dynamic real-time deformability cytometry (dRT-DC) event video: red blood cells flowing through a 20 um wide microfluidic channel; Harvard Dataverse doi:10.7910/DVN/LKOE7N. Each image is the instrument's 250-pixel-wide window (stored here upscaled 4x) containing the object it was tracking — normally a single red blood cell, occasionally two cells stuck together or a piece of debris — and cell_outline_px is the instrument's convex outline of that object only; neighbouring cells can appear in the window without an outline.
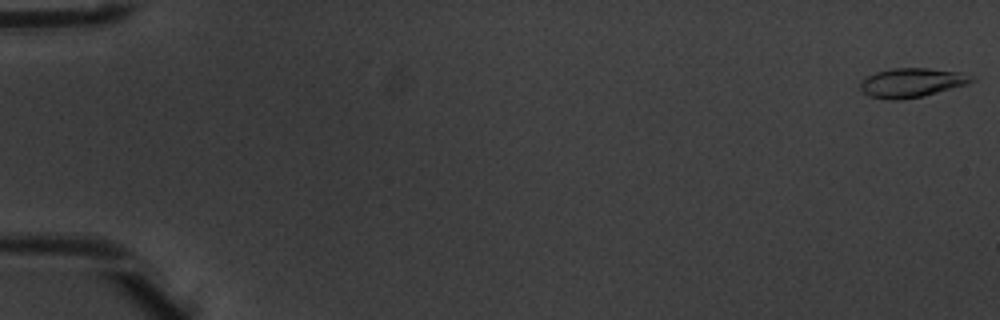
{"species": "common noctule bat (a hibernating species)", "species_latin": "Nyctalus noctula", "temperature_condition": "warm", "stored_images_in_passage": 7, "camera_frame_rate_fps": 3000, "um_per_image_px": 0.085, "animal": {"sex": "male", "body_mass_g": 20.1, "forearm_length_mm": 53.5}, "frame": {"image": 1, "passage_image": 1, "time_ms": 0.0, "image_size_px": [1000, 320], "cell_outline_px": [[976, 80], [968, 84], [924, 96], [900, 100], [888, 100], [868, 96], [860, 88], [860, 84], [864, 76], [876, 72], [892, 68], [928, 68], [960, 72], [976, 76]], "centroid_in_image_um": [77.51, 7.03], "position_along_channel_um": 7.5, "area_um2": 19.25}}
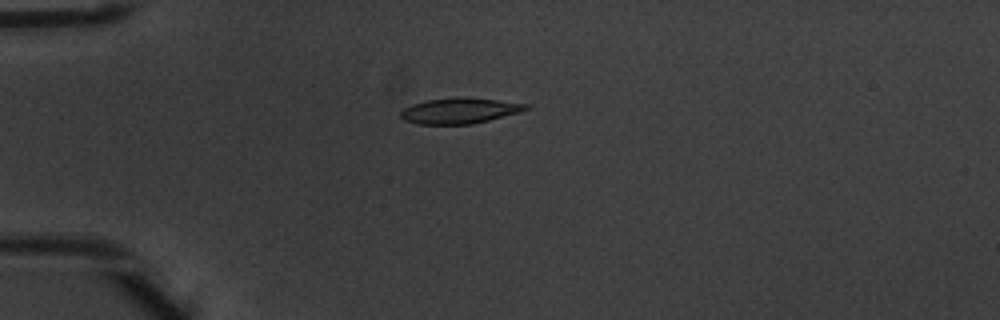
{"frame": {"image": 2, "passage_image": 5, "time_ms": 1.333, "image_size_px": [1000, 320], "cell_outline_px": [[532, 108], [520, 112], [472, 124], [416, 124], [404, 120], [400, 116], [400, 112], [404, 108], [412, 104], [428, 100], [464, 96], [468, 96], [532, 104]], "centroid_in_image_um": [39.13, 9.39], "position_along_channel_um": 45.9, "area_um2": 19.02}}